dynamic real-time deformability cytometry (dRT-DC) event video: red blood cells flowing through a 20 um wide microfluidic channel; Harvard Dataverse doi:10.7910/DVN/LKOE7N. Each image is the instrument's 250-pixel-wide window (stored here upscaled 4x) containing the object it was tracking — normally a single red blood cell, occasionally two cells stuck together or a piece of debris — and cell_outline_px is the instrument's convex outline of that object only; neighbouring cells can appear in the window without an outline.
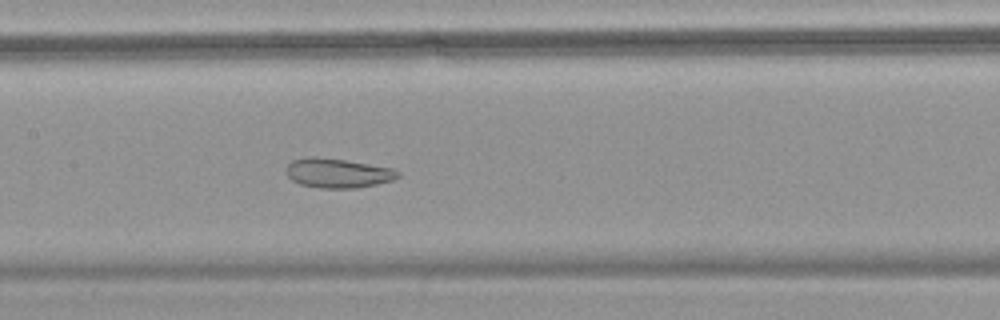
{"species": "common noctule bat (a hibernating species)", "species_latin": "Nyctalus noctula", "temperature_condition": "warm", "stored_images_in_passage": 55, "camera_frame_rate_fps": 3000, "um_per_image_px": 0.085, "animal": {"sex": "female", "body_mass_g": 18.4}, "frame": {"image": 1, "passage_image": 27, "time_ms": 8.667, "image_size_px": [1000, 320], "cell_outline_px": [[400, 176], [392, 180], [376, 184], [356, 188], [320, 188], [300, 184], [292, 180], [284, 172], [284, 168], [292, 160], [308, 156], [312, 156], [344, 160], [392, 168], [400, 172]], "centroid_in_image_um": [28.66, 14.71], "position_along_channel_um": 178.7, "area_um2": 19.19}}
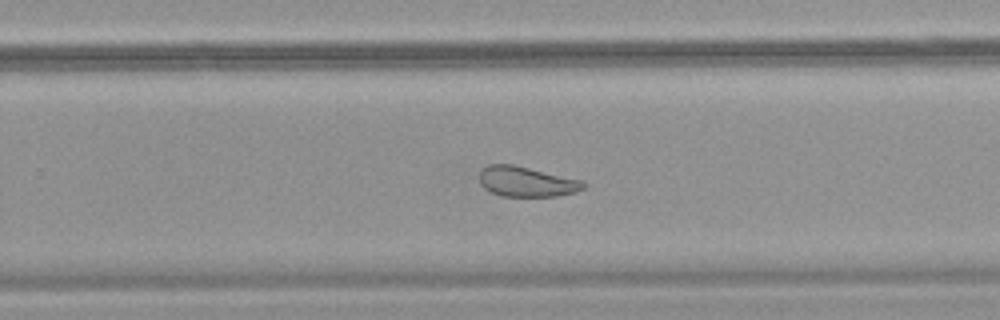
{"frame": {"image": 2, "passage_image": 36, "time_ms": 11.667, "image_size_px": [1000, 320], "cell_outline_px": [[588, 184], [584, 188], [576, 192], [556, 196], [500, 196], [484, 188], [480, 184], [480, 172], [488, 164], [512, 164], [580, 180]], "centroid_in_image_um": [44.74, 15.45], "position_along_channel_um": 285.1, "area_um2": 18.09}}
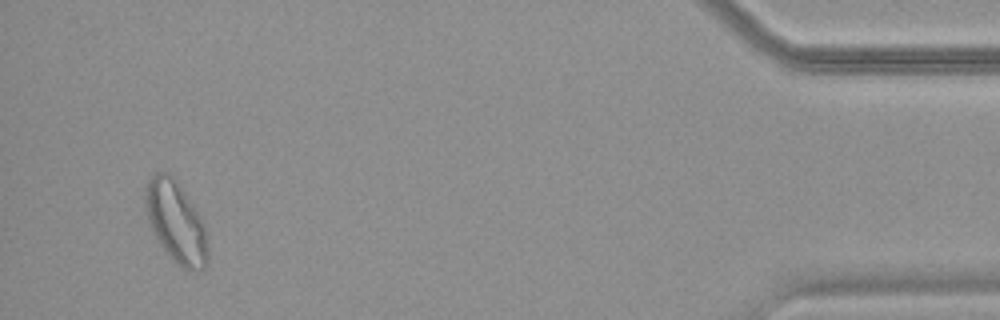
{"frame": {"image": 3, "passage_image": 53, "time_ms": 17.333, "image_size_px": [1000, 320], "cell_outline_px": [[208, 264], [204, 268], [196, 272], [192, 272], [184, 268], [168, 256], [156, 236], [148, 220], [144, 196], [148, 180], [156, 172], [168, 172], [176, 180], [196, 212], [204, 228], [208, 248]], "centroid_in_image_um": [14.95, 18.91], "position_along_channel_um": 420.2, "area_um2": 28.96}, "authors_computed_cell_mechanics": {"area_um2": 24.6806, "velocity_mm_per_s": 3.5736, "shape_relaxation_time_tau1_ms": null, "shape_relaxation_time_tau2_ms": 2.4592, "deformation_change_tau1": null, "deformation_change_tau2": 0.094}}